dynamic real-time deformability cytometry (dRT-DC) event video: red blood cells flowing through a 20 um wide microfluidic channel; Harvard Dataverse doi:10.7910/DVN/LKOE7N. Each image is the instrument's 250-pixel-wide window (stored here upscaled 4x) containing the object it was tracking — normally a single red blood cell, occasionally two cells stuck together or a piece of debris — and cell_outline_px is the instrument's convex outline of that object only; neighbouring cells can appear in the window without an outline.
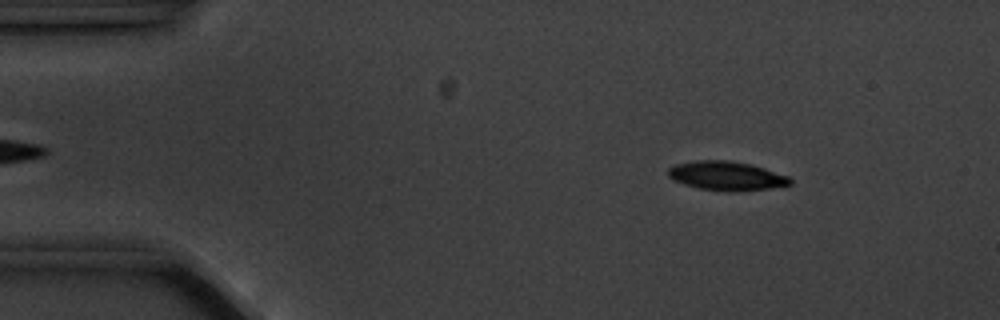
{"species": "common noctule bat (a hibernating species)", "species_latin": "Nyctalus noctula", "temperature_condition": "cold", "stored_images_in_passage": 55, "camera_frame_rate_fps": 3000, "um_per_image_px": 0.085, "animal": {"sex": "male", "body_mass_g": 20.1, "forearm_length_mm": 53.5}, "frame": {"image": 1, "passage_image": 7, "time_ms": 2.0, "image_size_px": [1000, 320], "cell_outline_px": [[792, 184], [768, 188], [700, 188], [684, 184], [668, 176], [668, 168], [676, 164], [696, 160], [728, 160], [752, 164], [788, 176], [792, 180]], "centroid_in_image_um": [61.73, 14.88], "position_along_channel_um": 23.3, "area_um2": 19.48}}
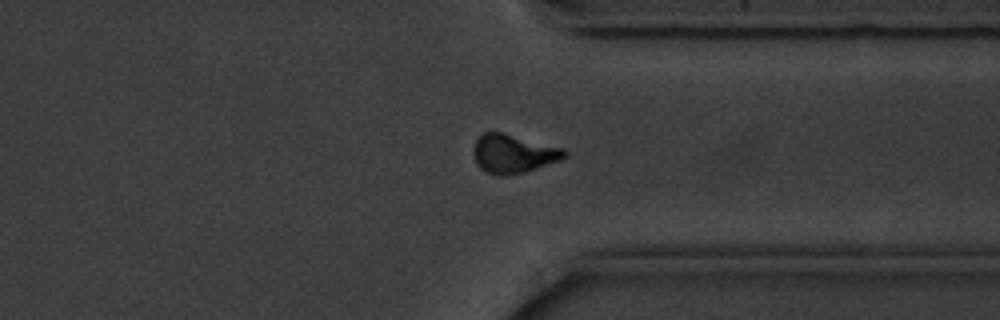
{"frame": {"image": 2, "passage_image": 42, "time_ms": 13.667, "image_size_px": [1000, 320], "cell_outline_px": [[568, 156], [560, 160], [524, 172], [504, 176], [496, 176], [484, 172], [476, 164], [472, 152], [472, 148], [476, 140], [484, 132], [504, 132], [564, 148], [568, 152]], "centroid_in_image_um": [43.61, 13.07], "position_along_channel_um": 367.8, "area_um2": 20.87}}
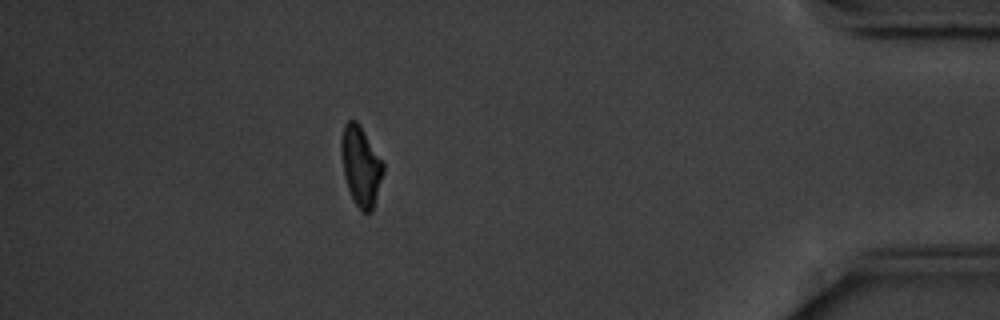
{"frame": {"image": 3, "passage_image": 49, "time_ms": 16.0, "image_size_px": [1000, 320], "cell_outline_px": [[384, 172], [372, 212], [364, 212], [352, 200], [348, 188], [344, 172], [340, 152], [340, 140], [344, 124], [348, 120], [356, 120], [360, 124], [384, 164]], "centroid_in_image_um": [30.66, 14.08], "position_along_channel_um": 404.5, "area_um2": 19.48}, "authors_computed_cell_mechanics": {"area_um2": 20.6346, "velocity_mm_per_s": 3.5473, "shape_relaxation_time_tau1_ms": 3.1785, "shape_relaxation_time_tau2_ms": null, "deformation_change_tau1": 0.1252, "deformation_change_tau2": null}}